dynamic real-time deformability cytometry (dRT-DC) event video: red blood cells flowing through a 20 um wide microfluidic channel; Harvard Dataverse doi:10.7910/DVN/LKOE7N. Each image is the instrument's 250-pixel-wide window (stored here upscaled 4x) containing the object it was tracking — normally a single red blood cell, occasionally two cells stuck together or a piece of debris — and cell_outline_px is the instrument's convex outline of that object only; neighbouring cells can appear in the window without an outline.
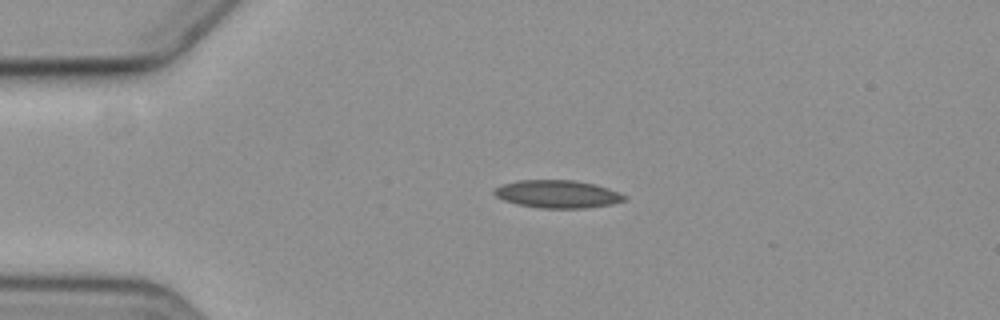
{"species": "common noctule bat (a hibernating species)", "species_latin": "Nyctalus noctula", "temperature_condition": "cold", "stored_images_in_passage": 4, "camera_frame_rate_fps": 3000, "um_per_image_px": 0.085, "animal": {"sex": "female", "body_mass_g": 19.3, "forearm_length_mm": 54.1}, "frame": {"image": 1, "passage_image": 3, "time_ms": 2.333, "image_size_px": [1000, 320], "cell_outline_px": [[628, 196], [624, 200], [612, 204], [588, 208], [540, 208], [516, 204], [504, 200], [496, 196], [492, 192], [496, 188], [504, 184], [520, 180], [576, 180], [596, 184], [608, 188]], "centroid_in_image_um": [47.42, 16.5], "position_along_channel_um": 37.6, "area_um2": 21.1}}